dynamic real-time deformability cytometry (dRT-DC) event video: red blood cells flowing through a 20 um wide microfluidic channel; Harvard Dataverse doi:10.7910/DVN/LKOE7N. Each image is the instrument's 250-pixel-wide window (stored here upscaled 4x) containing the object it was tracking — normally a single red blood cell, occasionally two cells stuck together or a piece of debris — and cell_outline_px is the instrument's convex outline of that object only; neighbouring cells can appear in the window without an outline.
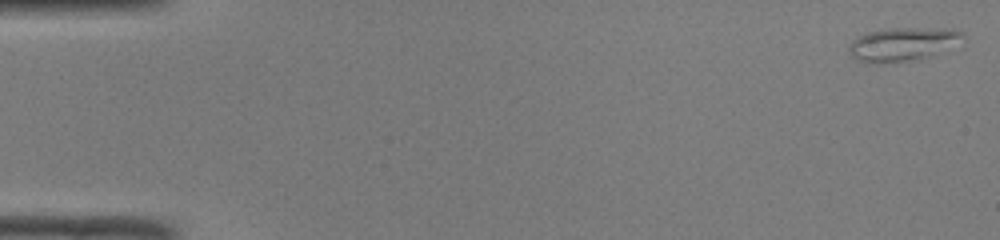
{"species": "common noctule bat (a hibernating species)", "species_latin": "Nyctalus noctula", "temperature_condition": "room temperature", "stored_images_in_passage": 49, "camera_frame_rate_fps": 3000, "um_per_image_px": 0.085, "animal": {"sex": "male", "body_mass_g": 19.0, "forearm_length_mm": 50.8}, "frame": {"image": 1, "passage_image": 1, "time_ms": 0.0, "image_size_px": [1000, 240], "cell_outline_px": [[964, 36], [932, 56], [920, 60], [868, 64], [856, 60], [848, 52], [848, 48], [852, 40], [856, 36], [868, 32], [888, 28], [952, 28], [964, 32]], "centroid_in_image_um": [76.64, 3.76], "position_along_channel_um": 8.4, "area_um2": 22.37}}
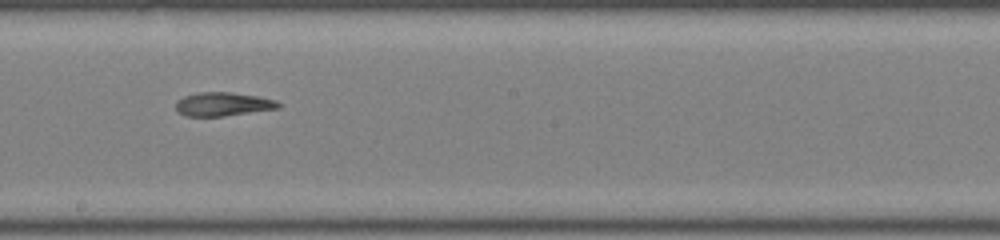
{"frame": {"image": 2, "passage_image": 28, "time_ms": 9.0, "image_size_px": [1000, 240], "cell_outline_px": [[280, 108], [224, 116], [184, 116], [176, 112], [176, 100], [184, 96], [196, 92], [232, 92], [256, 96], [276, 100], [280, 104]], "centroid_in_image_um": [18.9, 8.85], "position_along_channel_um": 229.3, "area_um2": 14.28}}
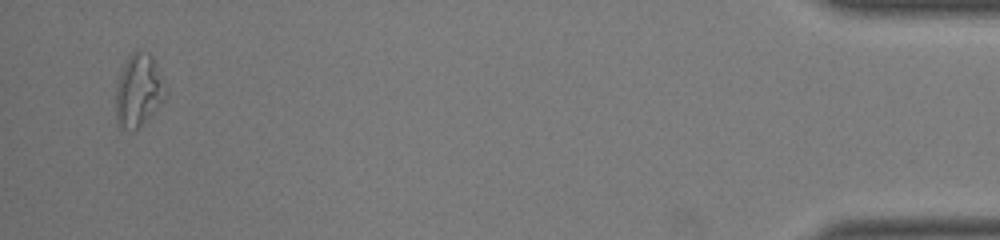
{"frame": {"image": 3, "passage_image": 48, "time_ms": 15.667, "image_size_px": [1000, 240], "cell_outline_px": [[168, 92], [164, 100], [132, 132], [120, 128], [116, 120], [116, 88], [124, 64], [128, 56], [132, 52], [148, 52], [152, 56], [168, 88]], "centroid_in_image_um": [11.79, 7.69], "position_along_channel_um": 423.4, "area_um2": 20.87}, "authors_computed_cell_mechanics": {"area_um2": 16.184, "velocity_mm_per_s": 4.1116, "shape_relaxation_time_tau1_ms": null, "shape_relaxation_time_tau2_ms": 3.999, "deformation_change_tau1": null, "deformation_change_tau2": 0.1489}}